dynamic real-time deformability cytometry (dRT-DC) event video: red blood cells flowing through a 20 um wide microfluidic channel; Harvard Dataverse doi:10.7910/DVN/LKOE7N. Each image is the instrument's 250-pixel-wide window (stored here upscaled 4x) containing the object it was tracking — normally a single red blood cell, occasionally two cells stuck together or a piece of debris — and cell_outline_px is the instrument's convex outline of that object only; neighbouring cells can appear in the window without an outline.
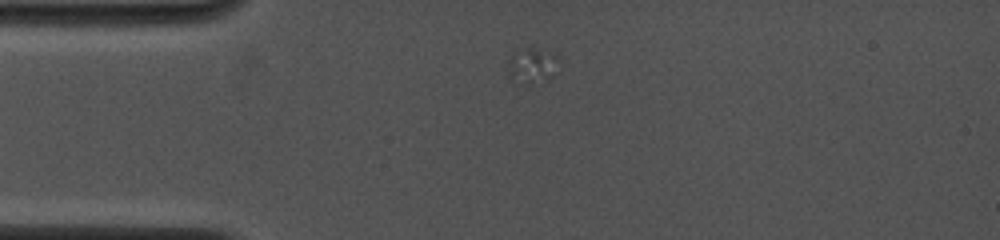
{"species": "common noctule bat (a hibernating species)", "species_latin": "Nyctalus noctula", "temperature_condition": "cold", "stored_images_in_passage": 10, "camera_frame_rate_fps": 4000, "um_per_image_px": 0.085, "animal": {"sex": "female", "body_mass_g": 19.0, "forearm_length_mm": 53.3}, "frame": {"image": 1, "passage_image": 1, "time_ms": 0.0, "image_size_px": [1000, 240], "cell_outline_px": [[560, 60], [552, 76], [524, 84], [508, 76], [508, 60], [512, 56], [524, 48], [532, 48], [556, 52], [560, 56]], "centroid_in_image_um": [45.27, 5.52], "position_along_channel_um": 39.7, "area_um2": 10.17}}